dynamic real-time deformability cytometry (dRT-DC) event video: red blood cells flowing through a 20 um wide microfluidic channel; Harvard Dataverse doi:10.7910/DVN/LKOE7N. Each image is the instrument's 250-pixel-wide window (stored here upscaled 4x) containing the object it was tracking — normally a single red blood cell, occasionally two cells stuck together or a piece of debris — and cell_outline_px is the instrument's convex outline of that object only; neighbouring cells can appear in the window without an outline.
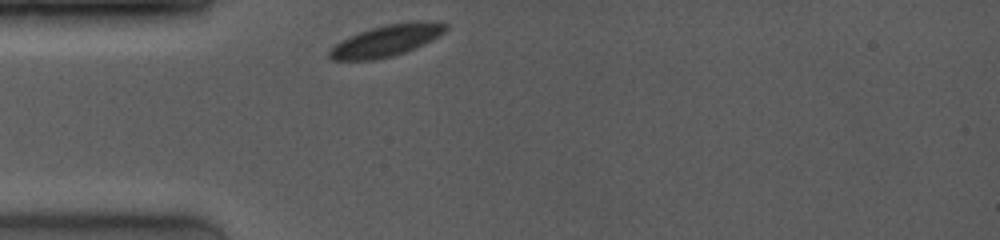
{"species": "common noctule bat (a hibernating species)", "species_latin": "Nyctalus noctula", "temperature_condition": "room temperature", "stored_images_in_passage": 7, "camera_frame_rate_fps": 4000, "um_per_image_px": 0.085, "animal": {"sex": "female", "body_mass_g": 19.0, "forearm_length_mm": 53.3}, "frame": {"image": 1, "passage_image": 1, "time_ms": 0.0, "image_size_px": [1000, 240], "cell_outline_px": [[448, 28], [444, 32], [432, 40], [404, 52], [392, 56], [376, 60], [332, 60], [328, 56], [328, 48], [348, 36], [384, 24], [416, 20], [424, 20], [448, 24]], "centroid_in_image_um": [32.82, 3.44], "position_along_channel_um": 52.2, "area_um2": 21.5}}
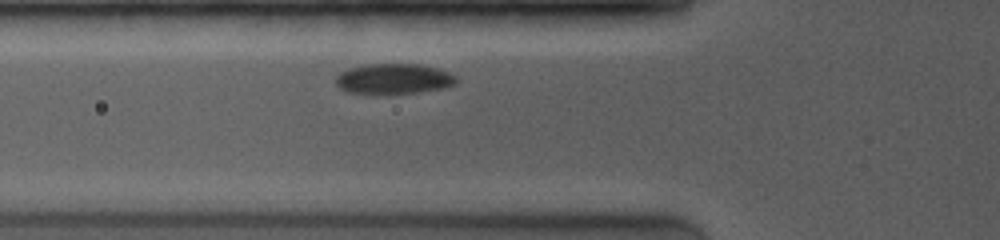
{"frame": {"image": 2, "passage_image": 3, "time_ms": 1.25, "image_size_px": [1000, 240], "cell_outline_px": [[456, 84], [444, 88], [416, 92], [380, 96], [344, 92], [336, 84], [336, 76], [340, 72], [348, 68], [368, 64], [416, 64], [436, 68], [448, 72], [456, 76]], "centroid_in_image_um": [33.4, 6.74], "position_along_channel_um": 92.4, "area_um2": 21.85}}
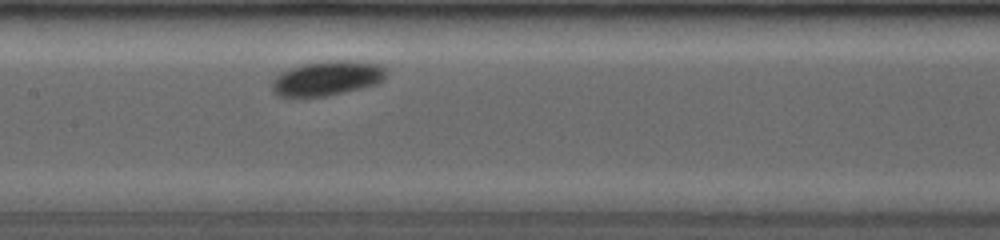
{"frame": {"image": 3, "passage_image": 7, "time_ms": 3.5, "image_size_px": [1000, 240], "cell_outline_px": [[388, 72], [384, 80], [376, 84], [328, 96], [276, 96], [272, 88], [272, 80], [280, 72], [288, 68], [304, 64], [328, 60], [348, 60], [380, 64], [388, 68]], "centroid_in_image_um": [27.84, 6.63], "position_along_channel_um": 179.6, "area_um2": 23.24}}